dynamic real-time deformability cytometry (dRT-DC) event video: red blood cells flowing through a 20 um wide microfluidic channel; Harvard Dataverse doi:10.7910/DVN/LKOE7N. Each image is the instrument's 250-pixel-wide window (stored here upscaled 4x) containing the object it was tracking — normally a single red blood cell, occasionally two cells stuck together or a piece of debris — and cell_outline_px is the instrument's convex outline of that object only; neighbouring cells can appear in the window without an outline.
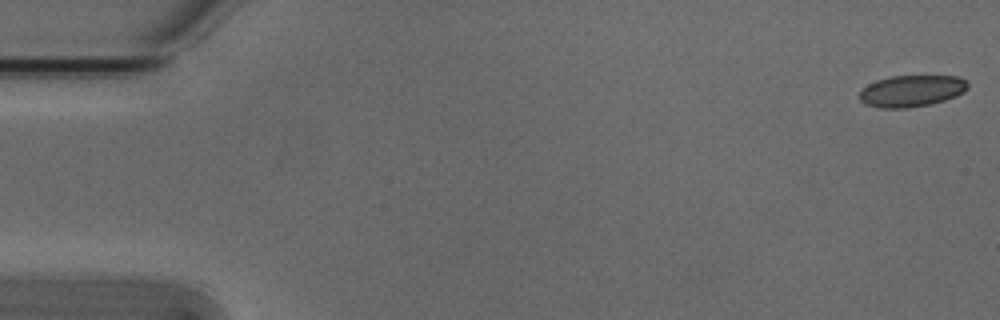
{"species": "Egyptian fruit bat (a non-hibernating species)", "species_latin": "Rousettus aegyptiacus", "temperature_condition": "cold", "stored_images_in_passage": 54, "camera_frame_rate_fps": 3000, "um_per_image_px": 0.085, "animal": {"sex": "male"}, "frame": {"image": 1, "passage_image": 1, "time_ms": 0.0, "image_size_px": [1000, 320], "cell_outline_px": [[968, 88], [964, 92], [956, 96], [944, 100], [928, 104], [904, 108], [880, 108], [864, 104], [860, 100], [860, 92], [868, 84], [876, 80], [892, 76], [960, 76], [968, 84]], "centroid_in_image_um": [77.48, 7.72], "position_along_channel_um": 7.5, "area_um2": 19.83}}
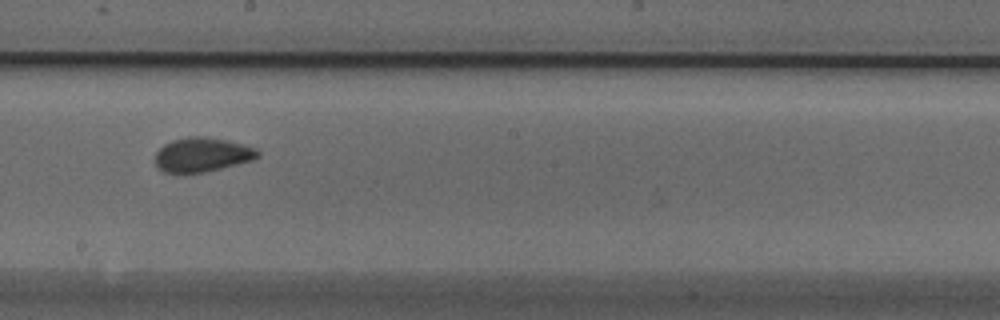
{"frame": {"image": 2, "passage_image": 30, "time_ms": 9.667, "image_size_px": [1000, 320], "cell_outline_px": [[260, 156], [252, 160], [204, 172], [164, 172], [156, 164], [156, 152], [164, 144], [172, 140], [188, 136], [204, 136], [244, 144], [256, 148], [260, 152]], "centroid_in_image_um": [17.2, 13.13], "position_along_channel_um": 231.0, "area_um2": 20.23}}
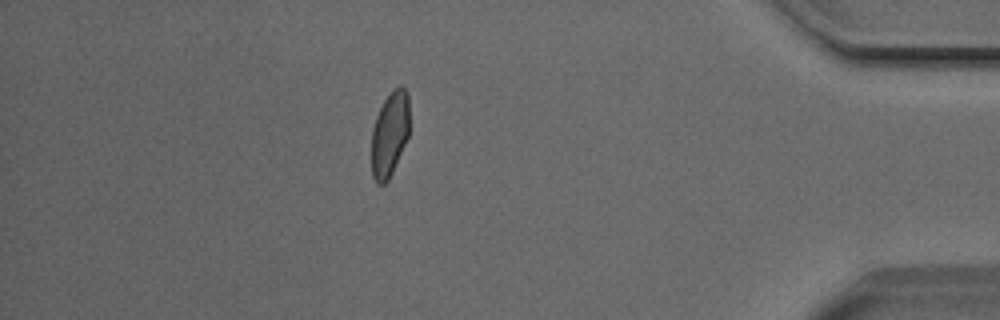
{"frame": {"image": 3, "passage_image": 47, "time_ms": 15.333, "image_size_px": [1000, 320], "cell_outline_px": [[408, 136], [392, 172], [388, 180], [384, 184], [376, 184], [372, 176], [372, 128], [376, 116], [384, 100], [392, 88], [400, 84], [408, 92]], "centroid_in_image_um": [33.11, 11.36], "position_along_channel_um": 402.1, "area_um2": 18.73}, "authors_computed_cell_mechanics": {"area_um2": 20.2589, "velocity_mm_per_s": 3.8158, "shape_relaxation_time_tau1_ms": 3.1993, "shape_relaxation_time_tau2_ms": 1.1005, "deformation_change_tau1": 0.0936, "deformation_change_tau2": 0.0447}}